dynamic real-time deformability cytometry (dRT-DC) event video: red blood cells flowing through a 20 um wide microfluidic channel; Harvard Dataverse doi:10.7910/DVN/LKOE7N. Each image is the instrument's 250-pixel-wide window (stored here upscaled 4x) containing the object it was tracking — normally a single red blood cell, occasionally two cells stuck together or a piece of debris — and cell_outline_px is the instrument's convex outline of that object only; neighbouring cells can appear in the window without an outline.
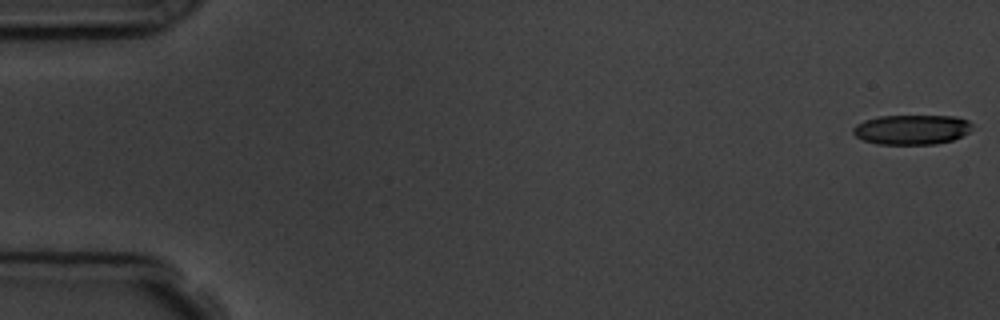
{"species": "common noctule bat (a hibernating species)", "species_latin": "Nyctalus noctula", "temperature_condition": "room temperature", "stored_images_in_passage": 3, "camera_frame_rate_fps": 3000, "um_per_image_px": 0.085, "animal": {"sex": "male", "body_mass_g": 19.5, "forearm_length_mm": 54.6}, "frame": {"image": 1, "passage_image": 1, "time_ms": 0.0, "image_size_px": [1000, 320], "cell_outline_px": [[972, 124], [968, 132], [952, 140], [936, 144], [876, 144], [864, 140], [856, 136], [852, 132], [852, 128], [856, 124], [864, 120], [880, 116], [956, 116], [968, 120]], "centroid_in_image_um": [77.47, 11.01], "position_along_channel_um": 7.5, "area_um2": 20.63}}